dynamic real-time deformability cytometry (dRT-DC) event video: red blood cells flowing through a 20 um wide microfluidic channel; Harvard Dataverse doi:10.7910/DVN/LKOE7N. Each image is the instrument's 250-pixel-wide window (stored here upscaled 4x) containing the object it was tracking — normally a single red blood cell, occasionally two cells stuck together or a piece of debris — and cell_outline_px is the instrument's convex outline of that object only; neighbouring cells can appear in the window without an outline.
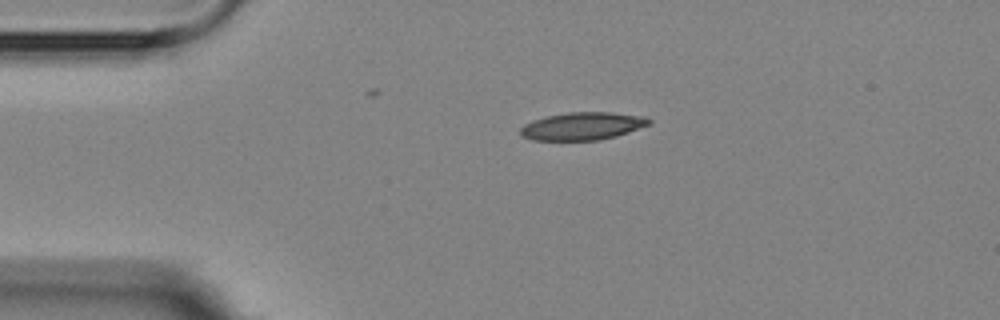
{"species": "Egyptian fruit bat (a non-hibernating species)", "species_latin": "Rousettus aegyptiacus", "temperature_condition": "room temperature", "stored_images_in_passage": 2, "camera_frame_rate_fps": 3000, "um_per_image_px": 0.085, "animal": {"sex": "female"}, "frame": {"image": 1, "passage_image": 1, "time_ms": 0.0, "image_size_px": [1000, 320], "cell_outline_px": [[652, 124], [616, 136], [600, 140], [532, 140], [520, 136], [520, 128], [524, 124], [548, 116], [568, 112], [612, 112], [644, 116], [652, 120]], "centroid_in_image_um": [49.54, 10.72], "position_along_channel_um": 35.5, "area_um2": 20.81}}